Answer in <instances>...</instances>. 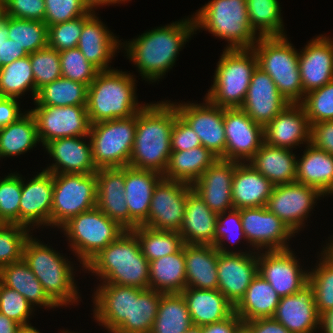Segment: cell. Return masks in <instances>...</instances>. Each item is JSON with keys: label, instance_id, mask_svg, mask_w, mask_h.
Returning a JSON list of instances; mask_svg holds the SVG:
<instances>
[{"label": "cell", "instance_id": "8", "mask_svg": "<svg viewBox=\"0 0 333 333\" xmlns=\"http://www.w3.org/2000/svg\"><path fill=\"white\" fill-rule=\"evenodd\" d=\"M216 66L213 84L204 97L221 108H241L257 67L254 50L224 48Z\"/></svg>", "mask_w": 333, "mask_h": 333}, {"label": "cell", "instance_id": "11", "mask_svg": "<svg viewBox=\"0 0 333 333\" xmlns=\"http://www.w3.org/2000/svg\"><path fill=\"white\" fill-rule=\"evenodd\" d=\"M96 205V173L53 174L52 228L59 230L71 218Z\"/></svg>", "mask_w": 333, "mask_h": 333}, {"label": "cell", "instance_id": "34", "mask_svg": "<svg viewBox=\"0 0 333 333\" xmlns=\"http://www.w3.org/2000/svg\"><path fill=\"white\" fill-rule=\"evenodd\" d=\"M183 295L193 325L203 326L228 318L234 306L218 290L186 287Z\"/></svg>", "mask_w": 333, "mask_h": 333}, {"label": "cell", "instance_id": "26", "mask_svg": "<svg viewBox=\"0 0 333 333\" xmlns=\"http://www.w3.org/2000/svg\"><path fill=\"white\" fill-rule=\"evenodd\" d=\"M238 163L217 159L192 185L193 191L216 214L234 209L232 180Z\"/></svg>", "mask_w": 333, "mask_h": 333}, {"label": "cell", "instance_id": "5", "mask_svg": "<svg viewBox=\"0 0 333 333\" xmlns=\"http://www.w3.org/2000/svg\"><path fill=\"white\" fill-rule=\"evenodd\" d=\"M136 76L118 69L99 71L87 89V113L91 124L128 118L145 105L137 97Z\"/></svg>", "mask_w": 333, "mask_h": 333}, {"label": "cell", "instance_id": "66", "mask_svg": "<svg viewBox=\"0 0 333 333\" xmlns=\"http://www.w3.org/2000/svg\"><path fill=\"white\" fill-rule=\"evenodd\" d=\"M22 326L0 312V333H18Z\"/></svg>", "mask_w": 333, "mask_h": 333}, {"label": "cell", "instance_id": "30", "mask_svg": "<svg viewBox=\"0 0 333 333\" xmlns=\"http://www.w3.org/2000/svg\"><path fill=\"white\" fill-rule=\"evenodd\" d=\"M274 185L248 162L238 163L232 180L234 209L266 206Z\"/></svg>", "mask_w": 333, "mask_h": 333}, {"label": "cell", "instance_id": "13", "mask_svg": "<svg viewBox=\"0 0 333 333\" xmlns=\"http://www.w3.org/2000/svg\"><path fill=\"white\" fill-rule=\"evenodd\" d=\"M178 115L195 131L201 145L218 159L225 160L226 136L224 108L212 104L203 97V102H172Z\"/></svg>", "mask_w": 333, "mask_h": 333}, {"label": "cell", "instance_id": "20", "mask_svg": "<svg viewBox=\"0 0 333 333\" xmlns=\"http://www.w3.org/2000/svg\"><path fill=\"white\" fill-rule=\"evenodd\" d=\"M258 273V252L222 253L218 251V290L235 307Z\"/></svg>", "mask_w": 333, "mask_h": 333}, {"label": "cell", "instance_id": "15", "mask_svg": "<svg viewBox=\"0 0 333 333\" xmlns=\"http://www.w3.org/2000/svg\"><path fill=\"white\" fill-rule=\"evenodd\" d=\"M296 254L292 247L258 252V273L280 297L298 293L308 285V270Z\"/></svg>", "mask_w": 333, "mask_h": 333}, {"label": "cell", "instance_id": "45", "mask_svg": "<svg viewBox=\"0 0 333 333\" xmlns=\"http://www.w3.org/2000/svg\"><path fill=\"white\" fill-rule=\"evenodd\" d=\"M31 92L35 100V81L31 67L30 54L0 67V96L22 99Z\"/></svg>", "mask_w": 333, "mask_h": 333}, {"label": "cell", "instance_id": "51", "mask_svg": "<svg viewBox=\"0 0 333 333\" xmlns=\"http://www.w3.org/2000/svg\"><path fill=\"white\" fill-rule=\"evenodd\" d=\"M22 176L16 171L0 177V218L6 224H20Z\"/></svg>", "mask_w": 333, "mask_h": 333}, {"label": "cell", "instance_id": "25", "mask_svg": "<svg viewBox=\"0 0 333 333\" xmlns=\"http://www.w3.org/2000/svg\"><path fill=\"white\" fill-rule=\"evenodd\" d=\"M91 301L94 320L108 333H113L123 322H131L132 287L99 283Z\"/></svg>", "mask_w": 333, "mask_h": 333}, {"label": "cell", "instance_id": "49", "mask_svg": "<svg viewBox=\"0 0 333 333\" xmlns=\"http://www.w3.org/2000/svg\"><path fill=\"white\" fill-rule=\"evenodd\" d=\"M242 240L246 243H244ZM241 242L243 244H246L245 246L250 247L247 244V239L242 227L240 209H232L230 211L217 214L215 248L222 253L243 254L248 252H254L252 248L244 251L241 249L237 250L234 244H241ZM226 243H230L231 247L233 244L234 246L232 248H234V250L228 248V245Z\"/></svg>", "mask_w": 333, "mask_h": 333}, {"label": "cell", "instance_id": "18", "mask_svg": "<svg viewBox=\"0 0 333 333\" xmlns=\"http://www.w3.org/2000/svg\"><path fill=\"white\" fill-rule=\"evenodd\" d=\"M225 160L249 162L264 142L263 127L242 108H224Z\"/></svg>", "mask_w": 333, "mask_h": 333}, {"label": "cell", "instance_id": "19", "mask_svg": "<svg viewBox=\"0 0 333 333\" xmlns=\"http://www.w3.org/2000/svg\"><path fill=\"white\" fill-rule=\"evenodd\" d=\"M36 173L28 181L22 177L20 200V224L32 231L52 228L53 174L44 169Z\"/></svg>", "mask_w": 333, "mask_h": 333}, {"label": "cell", "instance_id": "47", "mask_svg": "<svg viewBox=\"0 0 333 333\" xmlns=\"http://www.w3.org/2000/svg\"><path fill=\"white\" fill-rule=\"evenodd\" d=\"M136 235L142 254L153 261L178 252L184 245L182 236L176 231H163L139 225L131 229Z\"/></svg>", "mask_w": 333, "mask_h": 333}, {"label": "cell", "instance_id": "23", "mask_svg": "<svg viewBox=\"0 0 333 333\" xmlns=\"http://www.w3.org/2000/svg\"><path fill=\"white\" fill-rule=\"evenodd\" d=\"M89 136L66 137L52 140L43 146L52 158L44 169L52 174H90L98 171L92 156ZM87 140V141H86Z\"/></svg>", "mask_w": 333, "mask_h": 333}, {"label": "cell", "instance_id": "29", "mask_svg": "<svg viewBox=\"0 0 333 333\" xmlns=\"http://www.w3.org/2000/svg\"><path fill=\"white\" fill-rule=\"evenodd\" d=\"M273 318L291 333L319 332L320 315L311 288L307 285L298 293L281 297Z\"/></svg>", "mask_w": 333, "mask_h": 333}, {"label": "cell", "instance_id": "56", "mask_svg": "<svg viewBox=\"0 0 333 333\" xmlns=\"http://www.w3.org/2000/svg\"><path fill=\"white\" fill-rule=\"evenodd\" d=\"M35 308L20 293L2 285L0 296V312L21 326L31 325L30 318Z\"/></svg>", "mask_w": 333, "mask_h": 333}, {"label": "cell", "instance_id": "40", "mask_svg": "<svg viewBox=\"0 0 333 333\" xmlns=\"http://www.w3.org/2000/svg\"><path fill=\"white\" fill-rule=\"evenodd\" d=\"M149 288L163 294L181 293L186 288L184 245L174 254L149 262Z\"/></svg>", "mask_w": 333, "mask_h": 333}, {"label": "cell", "instance_id": "67", "mask_svg": "<svg viewBox=\"0 0 333 333\" xmlns=\"http://www.w3.org/2000/svg\"><path fill=\"white\" fill-rule=\"evenodd\" d=\"M319 330L321 333H333V308L320 315Z\"/></svg>", "mask_w": 333, "mask_h": 333}, {"label": "cell", "instance_id": "41", "mask_svg": "<svg viewBox=\"0 0 333 333\" xmlns=\"http://www.w3.org/2000/svg\"><path fill=\"white\" fill-rule=\"evenodd\" d=\"M39 143L36 121L28 109L16 121L0 128V159L23 155Z\"/></svg>", "mask_w": 333, "mask_h": 333}, {"label": "cell", "instance_id": "70", "mask_svg": "<svg viewBox=\"0 0 333 333\" xmlns=\"http://www.w3.org/2000/svg\"><path fill=\"white\" fill-rule=\"evenodd\" d=\"M18 333H41V332L33 325H28V326H22L19 329Z\"/></svg>", "mask_w": 333, "mask_h": 333}, {"label": "cell", "instance_id": "57", "mask_svg": "<svg viewBox=\"0 0 333 333\" xmlns=\"http://www.w3.org/2000/svg\"><path fill=\"white\" fill-rule=\"evenodd\" d=\"M83 25L84 16L48 26V46L59 52L77 47Z\"/></svg>", "mask_w": 333, "mask_h": 333}, {"label": "cell", "instance_id": "12", "mask_svg": "<svg viewBox=\"0 0 333 333\" xmlns=\"http://www.w3.org/2000/svg\"><path fill=\"white\" fill-rule=\"evenodd\" d=\"M323 198L318 189L295 181L274 186L266 207L297 236L307 225L317 200Z\"/></svg>", "mask_w": 333, "mask_h": 333}, {"label": "cell", "instance_id": "31", "mask_svg": "<svg viewBox=\"0 0 333 333\" xmlns=\"http://www.w3.org/2000/svg\"><path fill=\"white\" fill-rule=\"evenodd\" d=\"M217 214L191 189L187 194L185 214L179 234L188 244L215 246Z\"/></svg>", "mask_w": 333, "mask_h": 333}, {"label": "cell", "instance_id": "52", "mask_svg": "<svg viewBox=\"0 0 333 333\" xmlns=\"http://www.w3.org/2000/svg\"><path fill=\"white\" fill-rule=\"evenodd\" d=\"M32 233L21 224L0 227V268L23 259L25 243Z\"/></svg>", "mask_w": 333, "mask_h": 333}, {"label": "cell", "instance_id": "2", "mask_svg": "<svg viewBox=\"0 0 333 333\" xmlns=\"http://www.w3.org/2000/svg\"><path fill=\"white\" fill-rule=\"evenodd\" d=\"M175 106L171 100L150 102L137 113V126L129 165L164 174L171 151Z\"/></svg>", "mask_w": 333, "mask_h": 333}, {"label": "cell", "instance_id": "38", "mask_svg": "<svg viewBox=\"0 0 333 333\" xmlns=\"http://www.w3.org/2000/svg\"><path fill=\"white\" fill-rule=\"evenodd\" d=\"M280 296L259 273L252 279L244 297L234 307V312L244 322L273 317Z\"/></svg>", "mask_w": 333, "mask_h": 333}, {"label": "cell", "instance_id": "46", "mask_svg": "<svg viewBox=\"0 0 333 333\" xmlns=\"http://www.w3.org/2000/svg\"><path fill=\"white\" fill-rule=\"evenodd\" d=\"M249 23L260 37L286 36L279 0H246Z\"/></svg>", "mask_w": 333, "mask_h": 333}, {"label": "cell", "instance_id": "71", "mask_svg": "<svg viewBox=\"0 0 333 333\" xmlns=\"http://www.w3.org/2000/svg\"><path fill=\"white\" fill-rule=\"evenodd\" d=\"M234 333H251V331L245 323H242Z\"/></svg>", "mask_w": 333, "mask_h": 333}, {"label": "cell", "instance_id": "76", "mask_svg": "<svg viewBox=\"0 0 333 333\" xmlns=\"http://www.w3.org/2000/svg\"><path fill=\"white\" fill-rule=\"evenodd\" d=\"M5 223L3 222V220L0 218V227L3 226Z\"/></svg>", "mask_w": 333, "mask_h": 333}, {"label": "cell", "instance_id": "60", "mask_svg": "<svg viewBox=\"0 0 333 333\" xmlns=\"http://www.w3.org/2000/svg\"><path fill=\"white\" fill-rule=\"evenodd\" d=\"M171 151H184L202 146L195 131L178 115L175 108V121L171 132Z\"/></svg>", "mask_w": 333, "mask_h": 333}, {"label": "cell", "instance_id": "14", "mask_svg": "<svg viewBox=\"0 0 333 333\" xmlns=\"http://www.w3.org/2000/svg\"><path fill=\"white\" fill-rule=\"evenodd\" d=\"M29 111L35 118L42 147L55 139L88 136L90 132L86 105L35 106Z\"/></svg>", "mask_w": 333, "mask_h": 333}, {"label": "cell", "instance_id": "44", "mask_svg": "<svg viewBox=\"0 0 333 333\" xmlns=\"http://www.w3.org/2000/svg\"><path fill=\"white\" fill-rule=\"evenodd\" d=\"M86 84L60 77L37 91L36 106H75L87 105Z\"/></svg>", "mask_w": 333, "mask_h": 333}, {"label": "cell", "instance_id": "1", "mask_svg": "<svg viewBox=\"0 0 333 333\" xmlns=\"http://www.w3.org/2000/svg\"><path fill=\"white\" fill-rule=\"evenodd\" d=\"M194 34L197 33L191 15L123 41L121 49L125 50L126 58L132 61L141 78L152 84L163 79L166 72L174 67L179 52Z\"/></svg>", "mask_w": 333, "mask_h": 333}, {"label": "cell", "instance_id": "39", "mask_svg": "<svg viewBox=\"0 0 333 333\" xmlns=\"http://www.w3.org/2000/svg\"><path fill=\"white\" fill-rule=\"evenodd\" d=\"M217 159L203 146L172 151L163 178L193 185Z\"/></svg>", "mask_w": 333, "mask_h": 333}, {"label": "cell", "instance_id": "21", "mask_svg": "<svg viewBox=\"0 0 333 333\" xmlns=\"http://www.w3.org/2000/svg\"><path fill=\"white\" fill-rule=\"evenodd\" d=\"M298 64L304 94L333 81V38H312L300 50Z\"/></svg>", "mask_w": 333, "mask_h": 333}, {"label": "cell", "instance_id": "17", "mask_svg": "<svg viewBox=\"0 0 333 333\" xmlns=\"http://www.w3.org/2000/svg\"><path fill=\"white\" fill-rule=\"evenodd\" d=\"M240 217L247 243L254 251L289 249L291 238H295V234L266 206L242 208Z\"/></svg>", "mask_w": 333, "mask_h": 333}, {"label": "cell", "instance_id": "74", "mask_svg": "<svg viewBox=\"0 0 333 333\" xmlns=\"http://www.w3.org/2000/svg\"><path fill=\"white\" fill-rule=\"evenodd\" d=\"M60 333H75V332H73V331L71 332V331H69V330H65V329H64V330L61 331ZM78 333H79V332H78Z\"/></svg>", "mask_w": 333, "mask_h": 333}, {"label": "cell", "instance_id": "28", "mask_svg": "<svg viewBox=\"0 0 333 333\" xmlns=\"http://www.w3.org/2000/svg\"><path fill=\"white\" fill-rule=\"evenodd\" d=\"M96 179V207L126 230L138 227L139 225L129 216L126 203L125 167L98 169Z\"/></svg>", "mask_w": 333, "mask_h": 333}, {"label": "cell", "instance_id": "43", "mask_svg": "<svg viewBox=\"0 0 333 333\" xmlns=\"http://www.w3.org/2000/svg\"><path fill=\"white\" fill-rule=\"evenodd\" d=\"M192 325L183 295L181 293L162 294L150 333H184Z\"/></svg>", "mask_w": 333, "mask_h": 333}, {"label": "cell", "instance_id": "33", "mask_svg": "<svg viewBox=\"0 0 333 333\" xmlns=\"http://www.w3.org/2000/svg\"><path fill=\"white\" fill-rule=\"evenodd\" d=\"M163 175L153 170L125 166V198L129 216L142 225L148 218L154 187Z\"/></svg>", "mask_w": 333, "mask_h": 333}, {"label": "cell", "instance_id": "36", "mask_svg": "<svg viewBox=\"0 0 333 333\" xmlns=\"http://www.w3.org/2000/svg\"><path fill=\"white\" fill-rule=\"evenodd\" d=\"M297 157L291 149L263 142L248 163L277 186L296 181Z\"/></svg>", "mask_w": 333, "mask_h": 333}, {"label": "cell", "instance_id": "27", "mask_svg": "<svg viewBox=\"0 0 333 333\" xmlns=\"http://www.w3.org/2000/svg\"><path fill=\"white\" fill-rule=\"evenodd\" d=\"M311 125L302 104H288L263 128L268 145L293 150L310 143Z\"/></svg>", "mask_w": 333, "mask_h": 333}, {"label": "cell", "instance_id": "65", "mask_svg": "<svg viewBox=\"0 0 333 333\" xmlns=\"http://www.w3.org/2000/svg\"><path fill=\"white\" fill-rule=\"evenodd\" d=\"M243 323L241 318L233 312L228 318L201 326L202 333H234Z\"/></svg>", "mask_w": 333, "mask_h": 333}, {"label": "cell", "instance_id": "69", "mask_svg": "<svg viewBox=\"0 0 333 333\" xmlns=\"http://www.w3.org/2000/svg\"><path fill=\"white\" fill-rule=\"evenodd\" d=\"M328 241H326V245L324 244L322 246V252L330 261L333 262V235L331 237H328Z\"/></svg>", "mask_w": 333, "mask_h": 333}, {"label": "cell", "instance_id": "42", "mask_svg": "<svg viewBox=\"0 0 333 333\" xmlns=\"http://www.w3.org/2000/svg\"><path fill=\"white\" fill-rule=\"evenodd\" d=\"M162 294L132 287L131 322H123L113 333H150Z\"/></svg>", "mask_w": 333, "mask_h": 333}, {"label": "cell", "instance_id": "53", "mask_svg": "<svg viewBox=\"0 0 333 333\" xmlns=\"http://www.w3.org/2000/svg\"><path fill=\"white\" fill-rule=\"evenodd\" d=\"M32 72L35 81V97L43 86L62 76L59 51L49 46L30 54Z\"/></svg>", "mask_w": 333, "mask_h": 333}, {"label": "cell", "instance_id": "4", "mask_svg": "<svg viewBox=\"0 0 333 333\" xmlns=\"http://www.w3.org/2000/svg\"><path fill=\"white\" fill-rule=\"evenodd\" d=\"M23 260L58 307L79 305L82 295L74 277L77 270L63 253L38 240L32 233L25 243Z\"/></svg>", "mask_w": 333, "mask_h": 333}, {"label": "cell", "instance_id": "68", "mask_svg": "<svg viewBox=\"0 0 333 333\" xmlns=\"http://www.w3.org/2000/svg\"><path fill=\"white\" fill-rule=\"evenodd\" d=\"M84 1V3H85V5L88 7V9L90 10V11H93V12H96L95 10L99 7V9H100V7L102 8L104 5L106 6V5H108V6H110V5H113L114 4V6H115V4L117 5H119L120 3L122 4V3H124L125 4V2L127 3V1L126 0H83Z\"/></svg>", "mask_w": 333, "mask_h": 333}, {"label": "cell", "instance_id": "62", "mask_svg": "<svg viewBox=\"0 0 333 333\" xmlns=\"http://www.w3.org/2000/svg\"><path fill=\"white\" fill-rule=\"evenodd\" d=\"M310 143L317 149L333 155V120L311 125Z\"/></svg>", "mask_w": 333, "mask_h": 333}, {"label": "cell", "instance_id": "48", "mask_svg": "<svg viewBox=\"0 0 333 333\" xmlns=\"http://www.w3.org/2000/svg\"><path fill=\"white\" fill-rule=\"evenodd\" d=\"M316 265L308 269V286L311 288L319 315L333 308V262L322 252L317 254Z\"/></svg>", "mask_w": 333, "mask_h": 333}, {"label": "cell", "instance_id": "24", "mask_svg": "<svg viewBox=\"0 0 333 333\" xmlns=\"http://www.w3.org/2000/svg\"><path fill=\"white\" fill-rule=\"evenodd\" d=\"M288 104L290 103L278 91L269 74L257 66L252 73L241 108L255 123L264 128Z\"/></svg>", "mask_w": 333, "mask_h": 333}, {"label": "cell", "instance_id": "37", "mask_svg": "<svg viewBox=\"0 0 333 333\" xmlns=\"http://www.w3.org/2000/svg\"><path fill=\"white\" fill-rule=\"evenodd\" d=\"M0 278L4 286L20 293L34 308H59L48 297L40 281L23 259L1 267Z\"/></svg>", "mask_w": 333, "mask_h": 333}, {"label": "cell", "instance_id": "10", "mask_svg": "<svg viewBox=\"0 0 333 333\" xmlns=\"http://www.w3.org/2000/svg\"><path fill=\"white\" fill-rule=\"evenodd\" d=\"M137 126V114L91 124L88 134L97 169L129 165Z\"/></svg>", "mask_w": 333, "mask_h": 333}, {"label": "cell", "instance_id": "22", "mask_svg": "<svg viewBox=\"0 0 333 333\" xmlns=\"http://www.w3.org/2000/svg\"><path fill=\"white\" fill-rule=\"evenodd\" d=\"M118 38L99 19L98 15L96 16V12L90 11L84 16V25L77 48L99 71H107L114 69L111 68V61L121 50L122 39Z\"/></svg>", "mask_w": 333, "mask_h": 333}, {"label": "cell", "instance_id": "55", "mask_svg": "<svg viewBox=\"0 0 333 333\" xmlns=\"http://www.w3.org/2000/svg\"><path fill=\"white\" fill-rule=\"evenodd\" d=\"M301 104L306 111L310 125L333 120V81L305 94Z\"/></svg>", "mask_w": 333, "mask_h": 333}, {"label": "cell", "instance_id": "9", "mask_svg": "<svg viewBox=\"0 0 333 333\" xmlns=\"http://www.w3.org/2000/svg\"><path fill=\"white\" fill-rule=\"evenodd\" d=\"M69 241L71 253L76 256L82 271L84 266L108 244L114 242L126 229L107 217L97 207L71 218L61 228Z\"/></svg>", "mask_w": 333, "mask_h": 333}, {"label": "cell", "instance_id": "63", "mask_svg": "<svg viewBox=\"0 0 333 333\" xmlns=\"http://www.w3.org/2000/svg\"><path fill=\"white\" fill-rule=\"evenodd\" d=\"M19 99L0 96V128L16 121L25 112L21 111Z\"/></svg>", "mask_w": 333, "mask_h": 333}, {"label": "cell", "instance_id": "54", "mask_svg": "<svg viewBox=\"0 0 333 333\" xmlns=\"http://www.w3.org/2000/svg\"><path fill=\"white\" fill-rule=\"evenodd\" d=\"M59 55L62 77L89 86L99 72L77 47L62 50Z\"/></svg>", "mask_w": 333, "mask_h": 333}, {"label": "cell", "instance_id": "50", "mask_svg": "<svg viewBox=\"0 0 333 333\" xmlns=\"http://www.w3.org/2000/svg\"><path fill=\"white\" fill-rule=\"evenodd\" d=\"M8 39L31 54L48 46V26L43 21L9 17Z\"/></svg>", "mask_w": 333, "mask_h": 333}, {"label": "cell", "instance_id": "75", "mask_svg": "<svg viewBox=\"0 0 333 333\" xmlns=\"http://www.w3.org/2000/svg\"><path fill=\"white\" fill-rule=\"evenodd\" d=\"M2 285H3V283H2V280L0 278V296H1Z\"/></svg>", "mask_w": 333, "mask_h": 333}, {"label": "cell", "instance_id": "3", "mask_svg": "<svg viewBox=\"0 0 333 333\" xmlns=\"http://www.w3.org/2000/svg\"><path fill=\"white\" fill-rule=\"evenodd\" d=\"M84 270V273L97 276L100 283L149 288V261L131 230L108 244L84 266Z\"/></svg>", "mask_w": 333, "mask_h": 333}, {"label": "cell", "instance_id": "73", "mask_svg": "<svg viewBox=\"0 0 333 333\" xmlns=\"http://www.w3.org/2000/svg\"><path fill=\"white\" fill-rule=\"evenodd\" d=\"M4 16H5L4 0H0V22L4 19Z\"/></svg>", "mask_w": 333, "mask_h": 333}, {"label": "cell", "instance_id": "59", "mask_svg": "<svg viewBox=\"0 0 333 333\" xmlns=\"http://www.w3.org/2000/svg\"><path fill=\"white\" fill-rule=\"evenodd\" d=\"M4 7L6 16L44 22L45 0H4Z\"/></svg>", "mask_w": 333, "mask_h": 333}, {"label": "cell", "instance_id": "16", "mask_svg": "<svg viewBox=\"0 0 333 333\" xmlns=\"http://www.w3.org/2000/svg\"><path fill=\"white\" fill-rule=\"evenodd\" d=\"M191 189L192 185L162 177L154 187L148 218L142 225L179 232Z\"/></svg>", "mask_w": 333, "mask_h": 333}, {"label": "cell", "instance_id": "6", "mask_svg": "<svg viewBox=\"0 0 333 333\" xmlns=\"http://www.w3.org/2000/svg\"><path fill=\"white\" fill-rule=\"evenodd\" d=\"M192 15L195 32L227 41L225 49H249L260 37L249 23L246 0H210Z\"/></svg>", "mask_w": 333, "mask_h": 333}, {"label": "cell", "instance_id": "64", "mask_svg": "<svg viewBox=\"0 0 333 333\" xmlns=\"http://www.w3.org/2000/svg\"><path fill=\"white\" fill-rule=\"evenodd\" d=\"M244 323L251 333H291L273 317L258 318Z\"/></svg>", "mask_w": 333, "mask_h": 333}, {"label": "cell", "instance_id": "35", "mask_svg": "<svg viewBox=\"0 0 333 333\" xmlns=\"http://www.w3.org/2000/svg\"><path fill=\"white\" fill-rule=\"evenodd\" d=\"M296 181L318 189L324 196L333 195V155L305 145L297 157Z\"/></svg>", "mask_w": 333, "mask_h": 333}, {"label": "cell", "instance_id": "61", "mask_svg": "<svg viewBox=\"0 0 333 333\" xmlns=\"http://www.w3.org/2000/svg\"><path fill=\"white\" fill-rule=\"evenodd\" d=\"M9 35V16H4L0 22V67L11 62L24 58L29 54L23 47H20L14 40L8 39Z\"/></svg>", "mask_w": 333, "mask_h": 333}, {"label": "cell", "instance_id": "32", "mask_svg": "<svg viewBox=\"0 0 333 333\" xmlns=\"http://www.w3.org/2000/svg\"><path fill=\"white\" fill-rule=\"evenodd\" d=\"M186 287L218 289V250L214 245L184 243Z\"/></svg>", "mask_w": 333, "mask_h": 333}, {"label": "cell", "instance_id": "7", "mask_svg": "<svg viewBox=\"0 0 333 333\" xmlns=\"http://www.w3.org/2000/svg\"><path fill=\"white\" fill-rule=\"evenodd\" d=\"M286 36L259 37L252 49L257 66L268 73L290 104H301L305 94L299 71V52Z\"/></svg>", "mask_w": 333, "mask_h": 333}, {"label": "cell", "instance_id": "72", "mask_svg": "<svg viewBox=\"0 0 333 333\" xmlns=\"http://www.w3.org/2000/svg\"><path fill=\"white\" fill-rule=\"evenodd\" d=\"M184 333H202L201 327L200 326H196V325H192L187 331H185Z\"/></svg>", "mask_w": 333, "mask_h": 333}, {"label": "cell", "instance_id": "58", "mask_svg": "<svg viewBox=\"0 0 333 333\" xmlns=\"http://www.w3.org/2000/svg\"><path fill=\"white\" fill-rule=\"evenodd\" d=\"M47 26L64 23L90 12L83 0H45Z\"/></svg>", "mask_w": 333, "mask_h": 333}]
</instances>
